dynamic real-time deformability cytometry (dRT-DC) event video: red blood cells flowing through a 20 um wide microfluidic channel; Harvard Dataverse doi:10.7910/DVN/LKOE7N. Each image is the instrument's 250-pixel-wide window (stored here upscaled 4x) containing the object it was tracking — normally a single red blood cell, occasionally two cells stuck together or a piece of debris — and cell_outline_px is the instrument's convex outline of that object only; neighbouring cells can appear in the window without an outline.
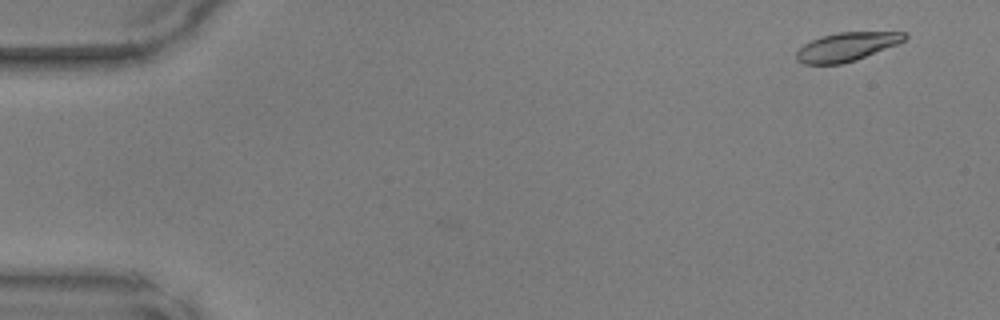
{"species": "common noctule bat (a hibernating species)", "species_latin": "Nyctalus noctula", "temperature_condition": "warm", "stored_images_in_passage": 9, "camera_frame_rate_fps": 3000, "um_per_image_px": 0.085, "animal": {"sex": "male", "body_mass_g": 17.9, "forearm_length_mm": 54.2}, "frame": {"image": 1, "passage_image": 2, "time_ms": 0.333, "image_size_px": [1000, 320], "cell_outline_px": [[908, 36], [904, 40], [896, 44], [856, 60], [840, 64], [804, 64], [796, 60], [796, 52], [804, 44], [820, 36], [840, 32], [908, 32]], "centroid_in_image_um": [71.95, 3.97], "position_along_channel_um": 13.1, "area_um2": 17.92}}